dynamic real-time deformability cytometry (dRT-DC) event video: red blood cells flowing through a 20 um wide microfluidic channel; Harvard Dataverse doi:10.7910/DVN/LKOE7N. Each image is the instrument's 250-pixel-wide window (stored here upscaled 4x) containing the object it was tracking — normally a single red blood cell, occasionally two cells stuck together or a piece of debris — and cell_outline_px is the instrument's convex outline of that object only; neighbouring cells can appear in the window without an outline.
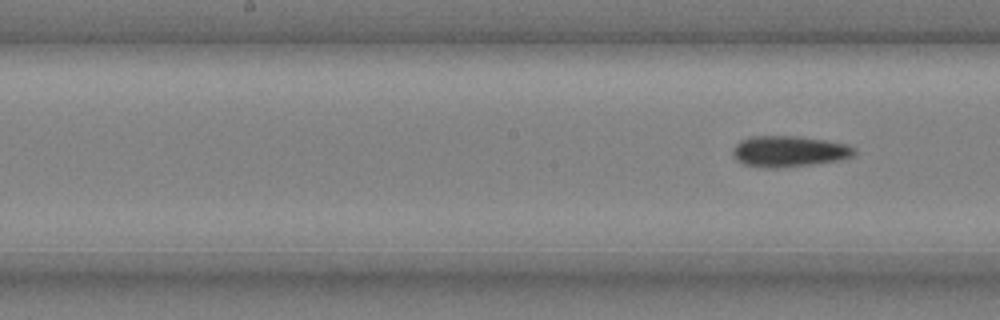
{"species": "common noctule bat (a hibernating species)", "species_latin": "Nyctalus noctula", "temperature_condition": "cold", "stored_images_in_passage": 10, "segment_of_instrument_passage": [2, 2], "camera_frame_rate_fps": 3000, "um_per_image_px": 0.085, "animal": {"sex": "male", "body_mass_g": 20.4}, "frame": {"image": 1, "passage_image": 10, "time_ms": 3.0, "image_size_px": [1000, 320], "cell_outline_px": [[856, 152], [852, 156], [840, 160], [812, 164], [776, 168], [764, 168], [744, 164], [736, 160], [732, 156], [732, 148], [740, 140], [748, 136], [796, 136], [824, 140], [848, 144], [856, 148]], "centroid_in_image_um": [67.03, 12.86], "position_along_channel_um": 181.2, "area_um2": 22.14}}